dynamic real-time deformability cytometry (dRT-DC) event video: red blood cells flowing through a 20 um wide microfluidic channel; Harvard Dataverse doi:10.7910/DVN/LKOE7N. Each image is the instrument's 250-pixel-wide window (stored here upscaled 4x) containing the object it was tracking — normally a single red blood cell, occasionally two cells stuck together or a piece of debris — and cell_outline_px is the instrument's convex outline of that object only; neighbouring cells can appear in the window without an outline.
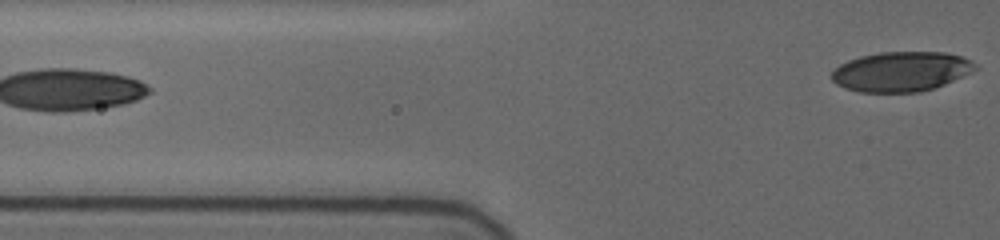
{"species": "human", "species_latin": "Homo sapiens", "temperature_condition": "cold", "stored_images_in_passage": 37, "segment_of_instrument_passage": [2, 2], "camera_frame_rate_fps": 3000, "um_per_image_px": 0.085, "donor": {"sex": "female"}, "frame": {"image": 1, "passage_image": 37, "time_ms": 9.667, "image_size_px": [1000, 240], "cell_outline_px": [[976, 68], [972, 72], [944, 84], [920, 92], [860, 92], [844, 88], [836, 84], [832, 80], [832, 72], [840, 64], [848, 60], [860, 56], [880, 52], [944, 52], [960, 56], [972, 60], [976, 64]], "centroid_in_image_um": [76.59, 6.08], "position_along_channel_um": 49.2, "area_um2": 33.23}}